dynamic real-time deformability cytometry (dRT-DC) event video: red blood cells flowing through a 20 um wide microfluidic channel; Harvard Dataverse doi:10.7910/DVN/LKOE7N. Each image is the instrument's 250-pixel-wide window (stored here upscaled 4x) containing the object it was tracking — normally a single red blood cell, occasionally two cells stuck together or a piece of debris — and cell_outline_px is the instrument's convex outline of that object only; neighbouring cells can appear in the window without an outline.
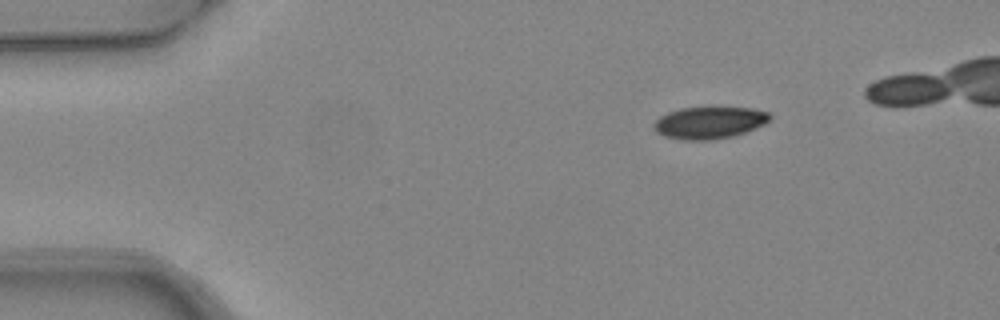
{"species": "common noctule bat (a hibernating species)", "species_latin": "Nyctalus noctula", "temperature_condition": "warm", "stored_images_in_passage": 4, "segment_of_instrument_passage": [1, 2], "camera_frame_rate_fps": 3000, "um_per_image_px": 0.085, "animal": {"sex": "female", "body_mass_g": 24.6, "forearm_length_mm": 56.2}, "frame": {"image": 1, "passage_image": 1, "time_ms": 0.0, "image_size_px": [1000, 320], "cell_outline_px": [[772, 116], [764, 124], [756, 128], [732, 136], [708, 140], [684, 140], [664, 136], [656, 132], [652, 128], [652, 124], [660, 116], [668, 112], [680, 108], [752, 108], [768, 112]], "centroid_in_image_um": [60.25, 10.43], "position_along_channel_um": 24.7, "area_um2": 21.5}}